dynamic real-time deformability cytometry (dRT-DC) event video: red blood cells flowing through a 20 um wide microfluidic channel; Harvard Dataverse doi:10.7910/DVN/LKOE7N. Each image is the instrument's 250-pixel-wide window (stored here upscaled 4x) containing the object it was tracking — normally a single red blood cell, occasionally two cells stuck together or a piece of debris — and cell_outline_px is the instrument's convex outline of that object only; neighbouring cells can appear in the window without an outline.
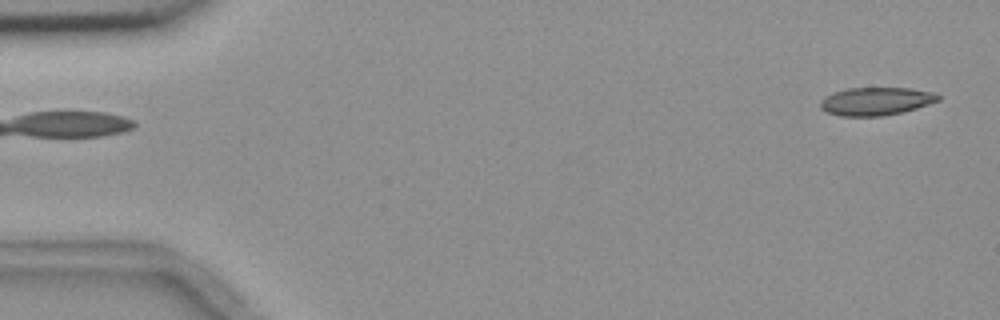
{"species": "common noctule bat (a hibernating species)", "species_latin": "Nyctalus noctula", "temperature_condition": "room temperature", "stored_images_in_passage": 6, "segment_of_instrument_passage": [2, 2], "camera_frame_rate_fps": 3000, "um_per_image_px": 0.085, "animal": {"sex": "female", "body_mass_g": 18.4}, "frame": {"image": 1, "passage_image": 6, "time_ms": 5.667, "image_size_px": [1000, 320], "cell_outline_px": [[940, 100], [916, 108], [900, 112], [880, 116], [840, 116], [828, 112], [820, 108], [820, 100], [824, 96], [832, 92], [848, 88], [908, 88], [932, 92], [940, 96]], "centroid_in_image_um": [74.41, 8.6], "position_along_channel_um": 10.6, "area_um2": 19.13}}